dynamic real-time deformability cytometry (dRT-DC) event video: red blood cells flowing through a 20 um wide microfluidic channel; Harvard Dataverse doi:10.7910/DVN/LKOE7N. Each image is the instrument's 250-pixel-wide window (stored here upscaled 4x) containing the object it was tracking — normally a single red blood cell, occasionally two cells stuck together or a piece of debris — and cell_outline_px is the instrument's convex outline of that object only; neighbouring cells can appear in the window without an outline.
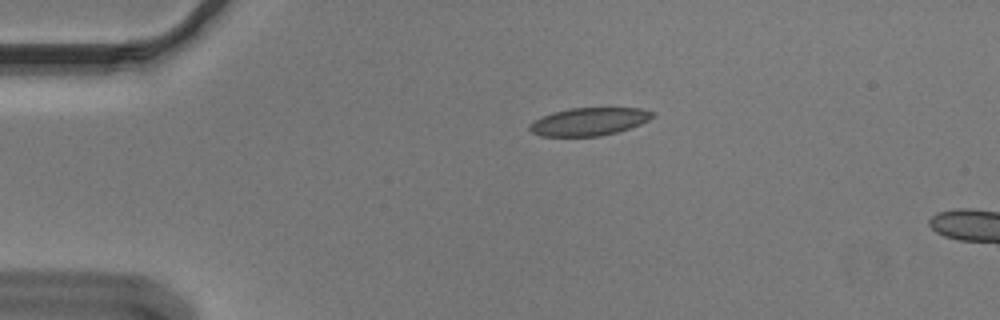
{"species": "Egyptian fruit bat (a non-hibernating species)", "species_latin": "Rousettus aegyptiacus", "temperature_condition": "cold", "stored_images_in_passage": 4, "camera_frame_rate_fps": 3000, "um_per_image_px": 0.085, "animal": {"sex": "male"}, "frame": {"image": 1, "passage_image": 1, "time_ms": 0.0, "image_size_px": [1000, 320], "cell_outline_px": [[656, 116], [640, 124], [616, 132], [600, 136], [540, 136], [532, 132], [528, 128], [528, 124], [552, 112], [572, 108], [640, 108], [656, 112]], "centroid_in_image_um": [50.09, 10.33], "position_along_channel_um": 34.9, "area_um2": 19.88}}